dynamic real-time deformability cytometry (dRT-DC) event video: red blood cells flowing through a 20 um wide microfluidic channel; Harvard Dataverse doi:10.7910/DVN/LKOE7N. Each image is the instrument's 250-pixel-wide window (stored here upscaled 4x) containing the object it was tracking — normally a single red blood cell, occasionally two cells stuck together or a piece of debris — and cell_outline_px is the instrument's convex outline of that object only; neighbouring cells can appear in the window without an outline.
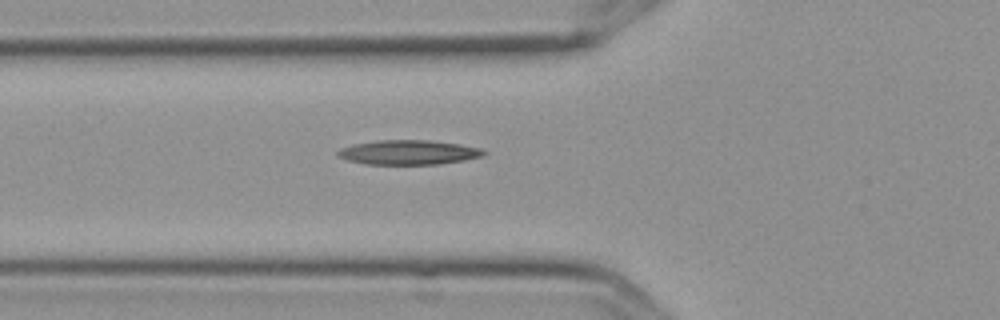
{"species": "Egyptian fruit bat (a non-hibernating species)", "species_latin": "Rousettus aegyptiacus", "temperature_condition": "cold", "stored_images_in_passage": 2, "camera_frame_rate_fps": 3000, "um_per_image_px": 0.085, "frame": {"image": 1, "passage_image": 2, "time_ms": 0.333, "image_size_px": [1000, 320], "cell_outline_px": [[488, 152], [484, 156], [464, 160], [436, 164], [368, 164], [348, 160], [340, 156], [336, 152], [340, 148], [352, 144], [376, 140], [428, 140], [460, 144], [480, 148]], "centroid_in_image_um": [34.74, 12.94], "position_along_channel_um": 91.1, "area_um2": 20.81}}